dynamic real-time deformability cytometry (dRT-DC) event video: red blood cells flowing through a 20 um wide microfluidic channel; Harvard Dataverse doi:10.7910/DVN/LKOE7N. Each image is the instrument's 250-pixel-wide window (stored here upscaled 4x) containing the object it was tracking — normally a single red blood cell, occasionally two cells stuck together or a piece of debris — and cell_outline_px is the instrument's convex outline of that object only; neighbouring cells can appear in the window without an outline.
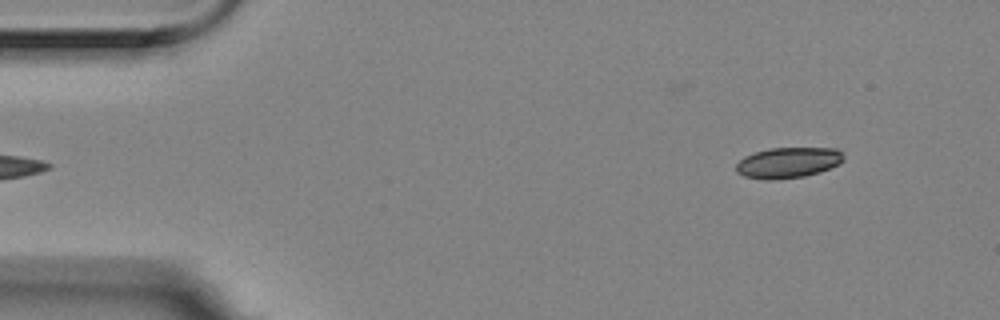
{"species": "Egyptian fruit bat (a non-hibernating species)", "species_latin": "Rousettus aegyptiacus", "temperature_condition": "room temperature", "stored_images_in_passage": 5, "segment_of_instrument_passage": [2, 2], "camera_frame_rate_fps": 3000, "um_per_image_px": 0.085, "animal": {"sex": "female"}, "frame": {"image": 1, "passage_image": 5, "time_ms": 1.333, "image_size_px": [1000, 320], "cell_outline_px": [[844, 160], [840, 164], [804, 176], [776, 180], [768, 180], [744, 176], [736, 172], [736, 164], [744, 156], [768, 148], [836, 148], [844, 156]], "centroid_in_image_um": [66.97, 13.82], "position_along_channel_um": 18.0, "area_um2": 19.13}}